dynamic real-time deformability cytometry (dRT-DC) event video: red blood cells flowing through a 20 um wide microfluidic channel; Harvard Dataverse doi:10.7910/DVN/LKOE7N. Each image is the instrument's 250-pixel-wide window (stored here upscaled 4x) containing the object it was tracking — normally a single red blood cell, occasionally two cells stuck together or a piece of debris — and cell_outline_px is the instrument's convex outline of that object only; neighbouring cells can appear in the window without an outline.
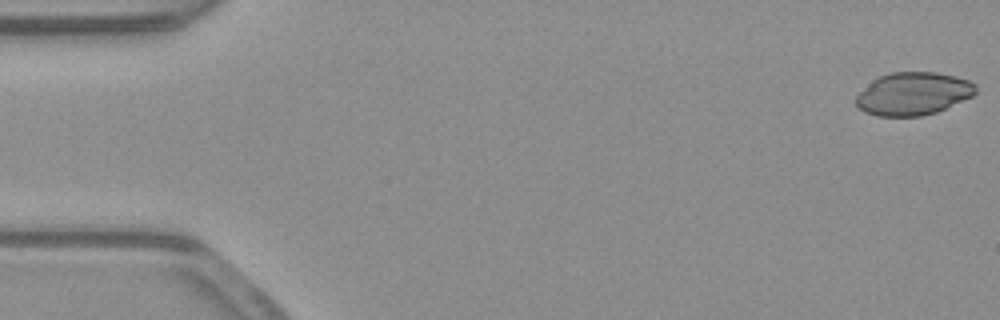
{"species": "common noctule bat (a hibernating species)", "species_latin": "Nyctalus noctula", "temperature_condition": "warm", "stored_images_in_passage": 14, "camera_frame_rate_fps": 3000, "um_per_image_px": 0.085, "animal": {"sex": "male", "body_mass_g": 23.1, "forearm_length_mm": 52.7}, "frame": {"image": 1, "passage_image": 1, "time_ms": 0.0, "image_size_px": [1000, 320], "cell_outline_px": [[976, 92], [972, 96], [936, 112], [920, 116], [876, 116], [864, 112], [856, 104], [856, 96], [872, 80], [880, 76], [892, 72], [936, 72], [956, 76], [968, 80], [976, 84]], "centroid_in_image_um": [77.62, 7.96], "position_along_channel_um": 7.4, "area_um2": 29.77}}